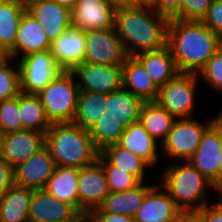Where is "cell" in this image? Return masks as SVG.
<instances>
[{
	"label": "cell",
	"mask_w": 222,
	"mask_h": 222,
	"mask_svg": "<svg viewBox=\"0 0 222 222\" xmlns=\"http://www.w3.org/2000/svg\"><path fill=\"white\" fill-rule=\"evenodd\" d=\"M167 46L180 73H198L221 47L220 36L203 22L169 19Z\"/></svg>",
	"instance_id": "cell-1"
},
{
	"label": "cell",
	"mask_w": 222,
	"mask_h": 222,
	"mask_svg": "<svg viewBox=\"0 0 222 222\" xmlns=\"http://www.w3.org/2000/svg\"><path fill=\"white\" fill-rule=\"evenodd\" d=\"M33 189L13 184L0 196V222H29Z\"/></svg>",
	"instance_id": "cell-27"
},
{
	"label": "cell",
	"mask_w": 222,
	"mask_h": 222,
	"mask_svg": "<svg viewBox=\"0 0 222 222\" xmlns=\"http://www.w3.org/2000/svg\"><path fill=\"white\" fill-rule=\"evenodd\" d=\"M165 167L159 183L181 210H199L212 201V183L190 161H169Z\"/></svg>",
	"instance_id": "cell-3"
},
{
	"label": "cell",
	"mask_w": 222,
	"mask_h": 222,
	"mask_svg": "<svg viewBox=\"0 0 222 222\" xmlns=\"http://www.w3.org/2000/svg\"><path fill=\"white\" fill-rule=\"evenodd\" d=\"M169 19L152 8L130 6L115 11L114 27L127 56L167 45Z\"/></svg>",
	"instance_id": "cell-2"
},
{
	"label": "cell",
	"mask_w": 222,
	"mask_h": 222,
	"mask_svg": "<svg viewBox=\"0 0 222 222\" xmlns=\"http://www.w3.org/2000/svg\"><path fill=\"white\" fill-rule=\"evenodd\" d=\"M198 79L216 92H222V48L220 47L207 63L198 71Z\"/></svg>",
	"instance_id": "cell-37"
},
{
	"label": "cell",
	"mask_w": 222,
	"mask_h": 222,
	"mask_svg": "<svg viewBox=\"0 0 222 222\" xmlns=\"http://www.w3.org/2000/svg\"><path fill=\"white\" fill-rule=\"evenodd\" d=\"M143 100L124 88L106 94L105 111L125 127L139 121Z\"/></svg>",
	"instance_id": "cell-28"
},
{
	"label": "cell",
	"mask_w": 222,
	"mask_h": 222,
	"mask_svg": "<svg viewBox=\"0 0 222 222\" xmlns=\"http://www.w3.org/2000/svg\"><path fill=\"white\" fill-rule=\"evenodd\" d=\"M113 10L132 6L130 0H104Z\"/></svg>",
	"instance_id": "cell-45"
},
{
	"label": "cell",
	"mask_w": 222,
	"mask_h": 222,
	"mask_svg": "<svg viewBox=\"0 0 222 222\" xmlns=\"http://www.w3.org/2000/svg\"><path fill=\"white\" fill-rule=\"evenodd\" d=\"M221 48H222V35L220 36Z\"/></svg>",
	"instance_id": "cell-52"
},
{
	"label": "cell",
	"mask_w": 222,
	"mask_h": 222,
	"mask_svg": "<svg viewBox=\"0 0 222 222\" xmlns=\"http://www.w3.org/2000/svg\"><path fill=\"white\" fill-rule=\"evenodd\" d=\"M50 1L55 2L64 7H67L70 10H72L74 6L77 4V0H50Z\"/></svg>",
	"instance_id": "cell-48"
},
{
	"label": "cell",
	"mask_w": 222,
	"mask_h": 222,
	"mask_svg": "<svg viewBox=\"0 0 222 222\" xmlns=\"http://www.w3.org/2000/svg\"><path fill=\"white\" fill-rule=\"evenodd\" d=\"M26 10L43 26L50 42L72 24L71 10L50 0L34 2Z\"/></svg>",
	"instance_id": "cell-19"
},
{
	"label": "cell",
	"mask_w": 222,
	"mask_h": 222,
	"mask_svg": "<svg viewBox=\"0 0 222 222\" xmlns=\"http://www.w3.org/2000/svg\"><path fill=\"white\" fill-rule=\"evenodd\" d=\"M97 160L104 168L110 192L127 191L141 183L133 174L111 165L100 153Z\"/></svg>",
	"instance_id": "cell-35"
},
{
	"label": "cell",
	"mask_w": 222,
	"mask_h": 222,
	"mask_svg": "<svg viewBox=\"0 0 222 222\" xmlns=\"http://www.w3.org/2000/svg\"><path fill=\"white\" fill-rule=\"evenodd\" d=\"M217 202L208 203L198 211L203 215L204 222H222V204Z\"/></svg>",
	"instance_id": "cell-43"
},
{
	"label": "cell",
	"mask_w": 222,
	"mask_h": 222,
	"mask_svg": "<svg viewBox=\"0 0 222 222\" xmlns=\"http://www.w3.org/2000/svg\"><path fill=\"white\" fill-rule=\"evenodd\" d=\"M14 184L13 167L0 157V196Z\"/></svg>",
	"instance_id": "cell-42"
},
{
	"label": "cell",
	"mask_w": 222,
	"mask_h": 222,
	"mask_svg": "<svg viewBox=\"0 0 222 222\" xmlns=\"http://www.w3.org/2000/svg\"><path fill=\"white\" fill-rule=\"evenodd\" d=\"M51 42L43 26L26 9L22 13L15 41V60L32 52L50 50Z\"/></svg>",
	"instance_id": "cell-20"
},
{
	"label": "cell",
	"mask_w": 222,
	"mask_h": 222,
	"mask_svg": "<svg viewBox=\"0 0 222 222\" xmlns=\"http://www.w3.org/2000/svg\"><path fill=\"white\" fill-rule=\"evenodd\" d=\"M212 1L213 0H181L180 12L174 19L202 22Z\"/></svg>",
	"instance_id": "cell-38"
},
{
	"label": "cell",
	"mask_w": 222,
	"mask_h": 222,
	"mask_svg": "<svg viewBox=\"0 0 222 222\" xmlns=\"http://www.w3.org/2000/svg\"><path fill=\"white\" fill-rule=\"evenodd\" d=\"M181 8V0H156V4L152 7V9L158 14L172 19L179 12Z\"/></svg>",
	"instance_id": "cell-41"
},
{
	"label": "cell",
	"mask_w": 222,
	"mask_h": 222,
	"mask_svg": "<svg viewBox=\"0 0 222 222\" xmlns=\"http://www.w3.org/2000/svg\"><path fill=\"white\" fill-rule=\"evenodd\" d=\"M29 222L83 221L73 205L57 200L45 189L33 190L29 207Z\"/></svg>",
	"instance_id": "cell-13"
},
{
	"label": "cell",
	"mask_w": 222,
	"mask_h": 222,
	"mask_svg": "<svg viewBox=\"0 0 222 222\" xmlns=\"http://www.w3.org/2000/svg\"><path fill=\"white\" fill-rule=\"evenodd\" d=\"M19 1L25 6V8H27L30 4L34 2L46 1V0H19Z\"/></svg>",
	"instance_id": "cell-49"
},
{
	"label": "cell",
	"mask_w": 222,
	"mask_h": 222,
	"mask_svg": "<svg viewBox=\"0 0 222 222\" xmlns=\"http://www.w3.org/2000/svg\"><path fill=\"white\" fill-rule=\"evenodd\" d=\"M180 211L181 209L158 182L147 191L142 205L134 216V222H176Z\"/></svg>",
	"instance_id": "cell-16"
},
{
	"label": "cell",
	"mask_w": 222,
	"mask_h": 222,
	"mask_svg": "<svg viewBox=\"0 0 222 222\" xmlns=\"http://www.w3.org/2000/svg\"><path fill=\"white\" fill-rule=\"evenodd\" d=\"M176 222H204V217L198 210H181Z\"/></svg>",
	"instance_id": "cell-44"
},
{
	"label": "cell",
	"mask_w": 222,
	"mask_h": 222,
	"mask_svg": "<svg viewBox=\"0 0 222 222\" xmlns=\"http://www.w3.org/2000/svg\"><path fill=\"white\" fill-rule=\"evenodd\" d=\"M222 190V148L217 170V191Z\"/></svg>",
	"instance_id": "cell-47"
},
{
	"label": "cell",
	"mask_w": 222,
	"mask_h": 222,
	"mask_svg": "<svg viewBox=\"0 0 222 222\" xmlns=\"http://www.w3.org/2000/svg\"><path fill=\"white\" fill-rule=\"evenodd\" d=\"M86 49L85 32L71 24L56 40L51 42L50 52L63 71H71L83 62Z\"/></svg>",
	"instance_id": "cell-17"
},
{
	"label": "cell",
	"mask_w": 222,
	"mask_h": 222,
	"mask_svg": "<svg viewBox=\"0 0 222 222\" xmlns=\"http://www.w3.org/2000/svg\"><path fill=\"white\" fill-rule=\"evenodd\" d=\"M122 88L143 101H155L159 90L134 56H128L122 64Z\"/></svg>",
	"instance_id": "cell-22"
},
{
	"label": "cell",
	"mask_w": 222,
	"mask_h": 222,
	"mask_svg": "<svg viewBox=\"0 0 222 222\" xmlns=\"http://www.w3.org/2000/svg\"><path fill=\"white\" fill-rule=\"evenodd\" d=\"M5 57V55L2 53V51L0 50V61Z\"/></svg>",
	"instance_id": "cell-51"
},
{
	"label": "cell",
	"mask_w": 222,
	"mask_h": 222,
	"mask_svg": "<svg viewBox=\"0 0 222 222\" xmlns=\"http://www.w3.org/2000/svg\"><path fill=\"white\" fill-rule=\"evenodd\" d=\"M198 82L196 73H179L159 88L155 101L175 118L193 117Z\"/></svg>",
	"instance_id": "cell-7"
},
{
	"label": "cell",
	"mask_w": 222,
	"mask_h": 222,
	"mask_svg": "<svg viewBox=\"0 0 222 222\" xmlns=\"http://www.w3.org/2000/svg\"><path fill=\"white\" fill-rule=\"evenodd\" d=\"M55 167L49 149L44 146L25 162L13 168L14 184L33 190L44 189Z\"/></svg>",
	"instance_id": "cell-14"
},
{
	"label": "cell",
	"mask_w": 222,
	"mask_h": 222,
	"mask_svg": "<svg viewBox=\"0 0 222 222\" xmlns=\"http://www.w3.org/2000/svg\"><path fill=\"white\" fill-rule=\"evenodd\" d=\"M216 199L222 204V190L216 192Z\"/></svg>",
	"instance_id": "cell-50"
},
{
	"label": "cell",
	"mask_w": 222,
	"mask_h": 222,
	"mask_svg": "<svg viewBox=\"0 0 222 222\" xmlns=\"http://www.w3.org/2000/svg\"><path fill=\"white\" fill-rule=\"evenodd\" d=\"M220 116L221 113L213 116L207 123L194 117L176 118L172 129L161 143L160 153L174 162L189 161L198 149L203 134Z\"/></svg>",
	"instance_id": "cell-6"
},
{
	"label": "cell",
	"mask_w": 222,
	"mask_h": 222,
	"mask_svg": "<svg viewBox=\"0 0 222 222\" xmlns=\"http://www.w3.org/2000/svg\"><path fill=\"white\" fill-rule=\"evenodd\" d=\"M83 62L99 65H122L128 57L114 28L85 31Z\"/></svg>",
	"instance_id": "cell-9"
},
{
	"label": "cell",
	"mask_w": 222,
	"mask_h": 222,
	"mask_svg": "<svg viewBox=\"0 0 222 222\" xmlns=\"http://www.w3.org/2000/svg\"><path fill=\"white\" fill-rule=\"evenodd\" d=\"M25 6L19 0H4L0 4V50L15 59V41Z\"/></svg>",
	"instance_id": "cell-24"
},
{
	"label": "cell",
	"mask_w": 222,
	"mask_h": 222,
	"mask_svg": "<svg viewBox=\"0 0 222 222\" xmlns=\"http://www.w3.org/2000/svg\"><path fill=\"white\" fill-rule=\"evenodd\" d=\"M154 184L141 182L133 189L123 192H110L98 209L91 212H106L111 214H124L134 218L142 205L147 191Z\"/></svg>",
	"instance_id": "cell-25"
},
{
	"label": "cell",
	"mask_w": 222,
	"mask_h": 222,
	"mask_svg": "<svg viewBox=\"0 0 222 222\" xmlns=\"http://www.w3.org/2000/svg\"><path fill=\"white\" fill-rule=\"evenodd\" d=\"M80 168L56 166L44 188L57 200L73 205L79 211L78 176Z\"/></svg>",
	"instance_id": "cell-26"
},
{
	"label": "cell",
	"mask_w": 222,
	"mask_h": 222,
	"mask_svg": "<svg viewBox=\"0 0 222 222\" xmlns=\"http://www.w3.org/2000/svg\"><path fill=\"white\" fill-rule=\"evenodd\" d=\"M100 154L111 164L133 174L140 182H145L147 170L151 166L141 157L121 147L118 143L104 148Z\"/></svg>",
	"instance_id": "cell-30"
},
{
	"label": "cell",
	"mask_w": 222,
	"mask_h": 222,
	"mask_svg": "<svg viewBox=\"0 0 222 222\" xmlns=\"http://www.w3.org/2000/svg\"><path fill=\"white\" fill-rule=\"evenodd\" d=\"M22 130L25 129L19 116V95L0 102L1 134Z\"/></svg>",
	"instance_id": "cell-36"
},
{
	"label": "cell",
	"mask_w": 222,
	"mask_h": 222,
	"mask_svg": "<svg viewBox=\"0 0 222 222\" xmlns=\"http://www.w3.org/2000/svg\"><path fill=\"white\" fill-rule=\"evenodd\" d=\"M80 91L108 94L122 88V65H99L82 62L70 71Z\"/></svg>",
	"instance_id": "cell-10"
},
{
	"label": "cell",
	"mask_w": 222,
	"mask_h": 222,
	"mask_svg": "<svg viewBox=\"0 0 222 222\" xmlns=\"http://www.w3.org/2000/svg\"><path fill=\"white\" fill-rule=\"evenodd\" d=\"M132 6L152 8L156 4V0H130Z\"/></svg>",
	"instance_id": "cell-46"
},
{
	"label": "cell",
	"mask_w": 222,
	"mask_h": 222,
	"mask_svg": "<svg viewBox=\"0 0 222 222\" xmlns=\"http://www.w3.org/2000/svg\"><path fill=\"white\" fill-rule=\"evenodd\" d=\"M134 57L143 65L158 88L180 73L167 45L156 51L138 53Z\"/></svg>",
	"instance_id": "cell-23"
},
{
	"label": "cell",
	"mask_w": 222,
	"mask_h": 222,
	"mask_svg": "<svg viewBox=\"0 0 222 222\" xmlns=\"http://www.w3.org/2000/svg\"><path fill=\"white\" fill-rule=\"evenodd\" d=\"M222 148V116L203 134L201 143L189 160L213 185L217 192V170Z\"/></svg>",
	"instance_id": "cell-12"
},
{
	"label": "cell",
	"mask_w": 222,
	"mask_h": 222,
	"mask_svg": "<svg viewBox=\"0 0 222 222\" xmlns=\"http://www.w3.org/2000/svg\"><path fill=\"white\" fill-rule=\"evenodd\" d=\"M106 94L80 91L73 123L89 130L105 111Z\"/></svg>",
	"instance_id": "cell-32"
},
{
	"label": "cell",
	"mask_w": 222,
	"mask_h": 222,
	"mask_svg": "<svg viewBox=\"0 0 222 222\" xmlns=\"http://www.w3.org/2000/svg\"><path fill=\"white\" fill-rule=\"evenodd\" d=\"M44 146V132L27 129L10 132L1 136L0 157L14 168Z\"/></svg>",
	"instance_id": "cell-15"
},
{
	"label": "cell",
	"mask_w": 222,
	"mask_h": 222,
	"mask_svg": "<svg viewBox=\"0 0 222 222\" xmlns=\"http://www.w3.org/2000/svg\"><path fill=\"white\" fill-rule=\"evenodd\" d=\"M20 93L19 68L14 58L5 56L0 61V102Z\"/></svg>",
	"instance_id": "cell-34"
},
{
	"label": "cell",
	"mask_w": 222,
	"mask_h": 222,
	"mask_svg": "<svg viewBox=\"0 0 222 222\" xmlns=\"http://www.w3.org/2000/svg\"><path fill=\"white\" fill-rule=\"evenodd\" d=\"M66 222H83V221H66Z\"/></svg>",
	"instance_id": "cell-53"
},
{
	"label": "cell",
	"mask_w": 222,
	"mask_h": 222,
	"mask_svg": "<svg viewBox=\"0 0 222 222\" xmlns=\"http://www.w3.org/2000/svg\"><path fill=\"white\" fill-rule=\"evenodd\" d=\"M17 61L20 92L38 95L63 70L56 64L50 50L32 52Z\"/></svg>",
	"instance_id": "cell-8"
},
{
	"label": "cell",
	"mask_w": 222,
	"mask_h": 222,
	"mask_svg": "<svg viewBox=\"0 0 222 222\" xmlns=\"http://www.w3.org/2000/svg\"><path fill=\"white\" fill-rule=\"evenodd\" d=\"M118 144L141 157L151 168L158 164L160 158L158 150L161 149V144L147 132L140 121L132 123L125 128Z\"/></svg>",
	"instance_id": "cell-21"
},
{
	"label": "cell",
	"mask_w": 222,
	"mask_h": 222,
	"mask_svg": "<svg viewBox=\"0 0 222 222\" xmlns=\"http://www.w3.org/2000/svg\"><path fill=\"white\" fill-rule=\"evenodd\" d=\"M79 92L74 75L63 71L38 94L51 124L73 122Z\"/></svg>",
	"instance_id": "cell-5"
},
{
	"label": "cell",
	"mask_w": 222,
	"mask_h": 222,
	"mask_svg": "<svg viewBox=\"0 0 222 222\" xmlns=\"http://www.w3.org/2000/svg\"><path fill=\"white\" fill-rule=\"evenodd\" d=\"M77 186L82 215L98 209L110 193L104 168L98 160L80 168Z\"/></svg>",
	"instance_id": "cell-11"
},
{
	"label": "cell",
	"mask_w": 222,
	"mask_h": 222,
	"mask_svg": "<svg viewBox=\"0 0 222 222\" xmlns=\"http://www.w3.org/2000/svg\"><path fill=\"white\" fill-rule=\"evenodd\" d=\"M45 146L56 166L82 168L98 159L89 130L73 122L52 123L45 133Z\"/></svg>",
	"instance_id": "cell-4"
},
{
	"label": "cell",
	"mask_w": 222,
	"mask_h": 222,
	"mask_svg": "<svg viewBox=\"0 0 222 222\" xmlns=\"http://www.w3.org/2000/svg\"><path fill=\"white\" fill-rule=\"evenodd\" d=\"M83 222H134V218L124 214L88 212L84 215Z\"/></svg>",
	"instance_id": "cell-40"
},
{
	"label": "cell",
	"mask_w": 222,
	"mask_h": 222,
	"mask_svg": "<svg viewBox=\"0 0 222 222\" xmlns=\"http://www.w3.org/2000/svg\"><path fill=\"white\" fill-rule=\"evenodd\" d=\"M19 116L27 130L46 133L51 126L39 95L19 93Z\"/></svg>",
	"instance_id": "cell-31"
},
{
	"label": "cell",
	"mask_w": 222,
	"mask_h": 222,
	"mask_svg": "<svg viewBox=\"0 0 222 222\" xmlns=\"http://www.w3.org/2000/svg\"><path fill=\"white\" fill-rule=\"evenodd\" d=\"M212 32L222 35V1L213 0L202 21Z\"/></svg>",
	"instance_id": "cell-39"
},
{
	"label": "cell",
	"mask_w": 222,
	"mask_h": 222,
	"mask_svg": "<svg viewBox=\"0 0 222 222\" xmlns=\"http://www.w3.org/2000/svg\"><path fill=\"white\" fill-rule=\"evenodd\" d=\"M71 15L72 24L84 32L114 28L115 10L104 0H77Z\"/></svg>",
	"instance_id": "cell-18"
},
{
	"label": "cell",
	"mask_w": 222,
	"mask_h": 222,
	"mask_svg": "<svg viewBox=\"0 0 222 222\" xmlns=\"http://www.w3.org/2000/svg\"><path fill=\"white\" fill-rule=\"evenodd\" d=\"M176 118L156 101H144L139 115L140 123L160 144L172 129Z\"/></svg>",
	"instance_id": "cell-29"
},
{
	"label": "cell",
	"mask_w": 222,
	"mask_h": 222,
	"mask_svg": "<svg viewBox=\"0 0 222 222\" xmlns=\"http://www.w3.org/2000/svg\"><path fill=\"white\" fill-rule=\"evenodd\" d=\"M125 126L111 117L107 111L89 129L95 148L101 152L109 145L117 144L125 130Z\"/></svg>",
	"instance_id": "cell-33"
}]
</instances>
